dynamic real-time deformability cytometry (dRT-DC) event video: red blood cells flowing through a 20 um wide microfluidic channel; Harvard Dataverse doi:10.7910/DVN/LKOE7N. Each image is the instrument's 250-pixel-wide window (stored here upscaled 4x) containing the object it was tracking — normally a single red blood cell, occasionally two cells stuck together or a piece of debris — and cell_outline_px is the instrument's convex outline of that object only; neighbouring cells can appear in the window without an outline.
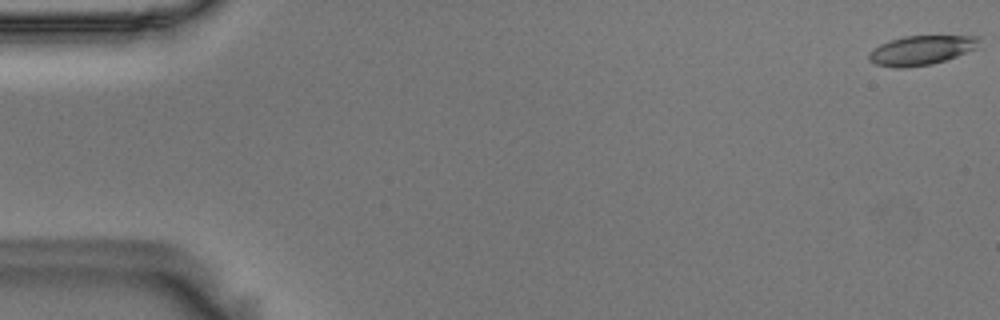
{"species": "Egyptian fruit bat (a non-hibernating species)", "species_latin": "Rousettus aegyptiacus", "temperature_condition": "room temperature", "stored_images_in_passage": 56, "camera_frame_rate_fps": 3000, "um_per_image_px": 0.085, "animal": {"sex": "male"}, "frame": {"image": 1, "passage_image": 1, "time_ms": 0.0, "image_size_px": [1000, 320], "cell_outline_px": [[980, 48], [932, 64], [904, 68], [896, 68], [876, 64], [868, 60], [868, 52], [880, 44], [904, 36], [980, 36]], "centroid_in_image_um": [78.33, 4.27], "position_along_channel_um": 6.7, "area_um2": 18.96}}
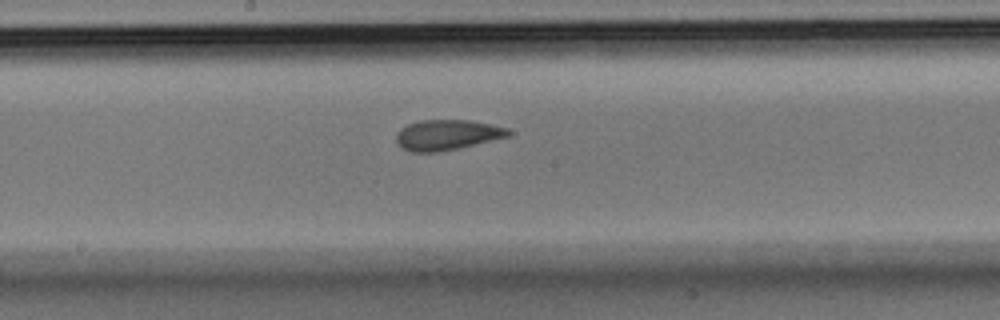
{"frame": {"image": 2, "passage_image": 30, "time_ms": 9.667, "image_size_px": [1000, 320], "cell_outline_px": [[512, 132], [508, 136], [440, 152], [412, 152], [404, 148], [396, 140], [396, 132], [400, 128], [408, 124], [420, 120], [468, 120], [508, 128]], "centroid_in_image_um": [37.96, 11.46], "position_along_channel_um": 210.2, "area_um2": 19.54}}
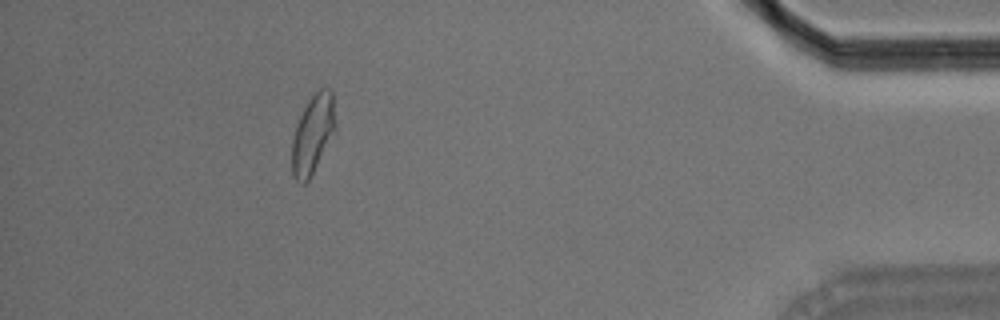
{"frame": {"image": 3, "passage_image": 51, "time_ms": 16.667, "image_size_px": [1000, 320], "cell_outline_px": [[336, 132], [308, 180], [304, 184], [296, 180], [292, 176], [292, 140], [296, 124], [308, 100], [320, 88], [332, 88], [336, 124]], "centroid_in_image_um": [26.61, 11.38], "position_along_channel_um": 408.6, "area_um2": 20.11}, "authors_computed_cell_mechanics": {"area_um2": 19.7965, "velocity_mm_per_s": 3.6004, "shape_relaxation_time_tau1_ms": null, "shape_relaxation_time_tau2_ms": 2.1103, "deformation_change_tau1": null, "deformation_change_tau2": 0.0843}}